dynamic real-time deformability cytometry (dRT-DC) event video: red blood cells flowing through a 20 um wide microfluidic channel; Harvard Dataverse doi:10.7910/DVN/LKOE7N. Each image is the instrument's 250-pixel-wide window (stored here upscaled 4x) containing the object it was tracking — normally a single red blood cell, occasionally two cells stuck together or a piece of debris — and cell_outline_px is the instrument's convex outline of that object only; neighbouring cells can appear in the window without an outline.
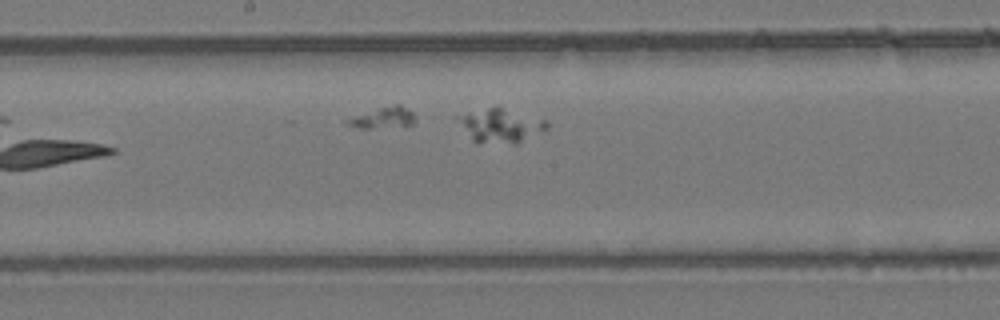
{"species": "common noctule bat (a hibernating species)", "species_latin": "Nyctalus noctula", "temperature_condition": "room temperature", "stored_images_in_passage": 9, "camera_frame_rate_fps": 3000, "um_per_image_px": 0.085, "animal": {"sex": "female", "body_mass_g": 24.6, "forearm_length_mm": 56.2}, "frame": {"image": 1, "passage_image": 8, "time_ms": 2.333, "image_size_px": [1000, 320], "cell_outline_px": [[548, 128], [516, 144], [512, 144], [472, 140], [456, 116], [496, 104], [548, 120]], "centroid_in_image_um": [42.62, 10.61], "position_along_channel_um": 205.6, "area_um2": 17.57}}
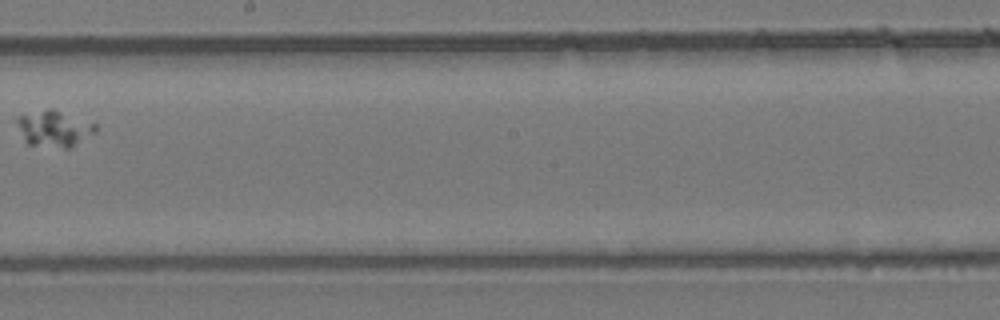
{"frame": {"image": 2, "passage_image": 9, "time_ms": 2.667, "image_size_px": [1000, 320], "cell_outline_px": [[96, 132], [72, 148], [64, 148], [28, 144], [24, 140], [16, 120], [16, 116], [52, 108], [96, 124]], "centroid_in_image_um": [4.62, 10.94], "position_along_channel_um": 243.6, "area_um2": 16.42}}